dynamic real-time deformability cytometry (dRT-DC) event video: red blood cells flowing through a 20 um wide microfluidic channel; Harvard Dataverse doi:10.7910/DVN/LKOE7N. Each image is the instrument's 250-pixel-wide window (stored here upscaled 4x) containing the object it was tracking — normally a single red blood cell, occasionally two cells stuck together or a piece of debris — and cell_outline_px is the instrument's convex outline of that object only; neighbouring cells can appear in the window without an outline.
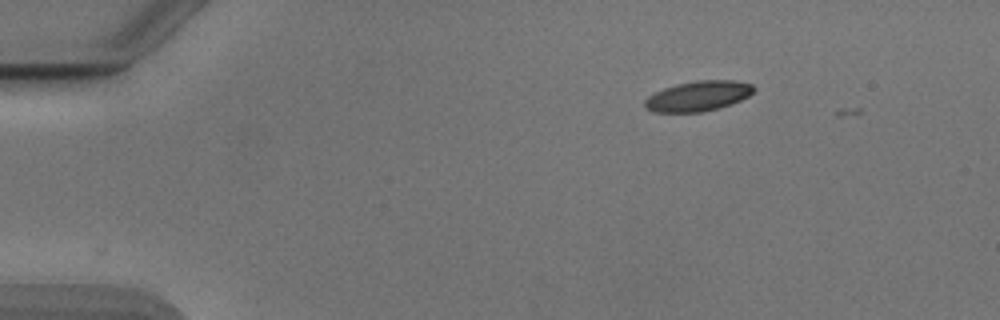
{"species": "Egyptian fruit bat (a non-hibernating species)", "species_latin": "Rousettus aegyptiacus", "temperature_condition": "cold", "stored_images_in_passage": 3, "camera_frame_rate_fps": 3000, "um_per_image_px": 0.085, "animal": {"sex": "male"}, "frame": {"image": 1, "passage_image": 1, "time_ms": 0.0, "image_size_px": [1000, 320], "cell_outline_px": [[756, 88], [748, 96], [732, 104], [700, 112], [652, 112], [644, 108], [644, 100], [648, 96], [664, 88], [676, 84], [696, 80], [736, 80], [752, 84]], "centroid_in_image_um": [59.32, 8.16], "position_along_channel_um": 25.7, "area_um2": 19.19}}